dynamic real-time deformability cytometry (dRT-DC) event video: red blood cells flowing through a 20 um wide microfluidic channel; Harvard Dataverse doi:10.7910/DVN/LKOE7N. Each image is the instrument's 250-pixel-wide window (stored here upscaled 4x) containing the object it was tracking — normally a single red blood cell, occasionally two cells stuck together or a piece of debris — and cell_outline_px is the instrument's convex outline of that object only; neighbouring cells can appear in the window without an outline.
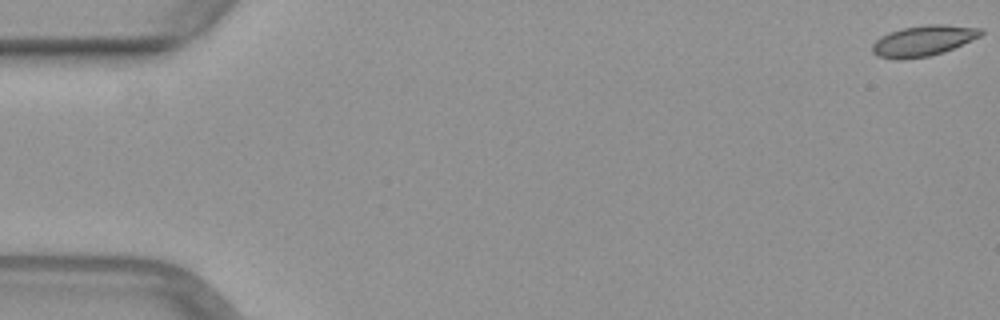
{"species": "common noctule bat (a hibernating species)", "species_latin": "Nyctalus noctula", "temperature_condition": "warm", "stored_images_in_passage": 10, "camera_frame_rate_fps": 3000, "um_per_image_px": 0.085, "animal": {"sex": "female", "body_mass_g": 29.2, "forearm_length_mm": 56.3}, "frame": {"image": 1, "passage_image": 1, "time_ms": 0.0, "image_size_px": [1000, 320], "cell_outline_px": [[984, 32], [980, 36], [944, 52], [928, 56], [904, 60], [896, 60], [876, 56], [872, 52], [872, 44], [880, 36], [888, 32], [904, 28], [924, 24], [944, 24], [984, 28]], "centroid_in_image_um": [78.45, 3.46], "position_along_channel_um": 6.5, "area_um2": 19.65}}